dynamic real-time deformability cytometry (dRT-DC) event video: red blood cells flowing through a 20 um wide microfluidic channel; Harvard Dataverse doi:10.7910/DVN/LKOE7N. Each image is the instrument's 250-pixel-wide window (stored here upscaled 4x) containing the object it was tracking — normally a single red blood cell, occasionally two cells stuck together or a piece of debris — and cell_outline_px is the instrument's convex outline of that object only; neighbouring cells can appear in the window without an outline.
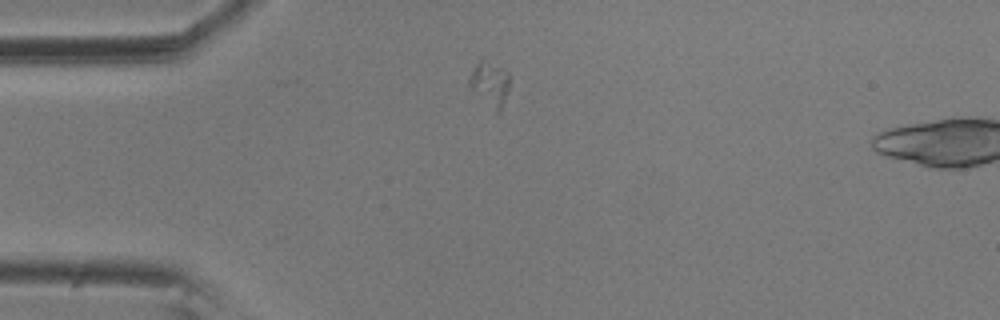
{"species": "common noctule bat (a hibernating species)", "species_latin": "Nyctalus noctula", "temperature_condition": "room temperature", "stored_images_in_passage": 3, "camera_frame_rate_fps": 3000, "um_per_image_px": 0.085, "animal": {"sex": "male", "body_mass_g": 20.5, "forearm_length_mm": 52.5}, "frame": {"image": 1, "passage_image": 2, "time_ms": 0.333, "image_size_px": [1000, 320], "cell_outline_px": [[508, 92], [500, 112], [496, 112], [468, 88], [468, 80], [476, 64], [484, 56], [504, 68], [508, 72]], "centroid_in_image_um": [41.62, 7.08], "position_along_channel_um": 43.4, "area_um2": 10.75}}